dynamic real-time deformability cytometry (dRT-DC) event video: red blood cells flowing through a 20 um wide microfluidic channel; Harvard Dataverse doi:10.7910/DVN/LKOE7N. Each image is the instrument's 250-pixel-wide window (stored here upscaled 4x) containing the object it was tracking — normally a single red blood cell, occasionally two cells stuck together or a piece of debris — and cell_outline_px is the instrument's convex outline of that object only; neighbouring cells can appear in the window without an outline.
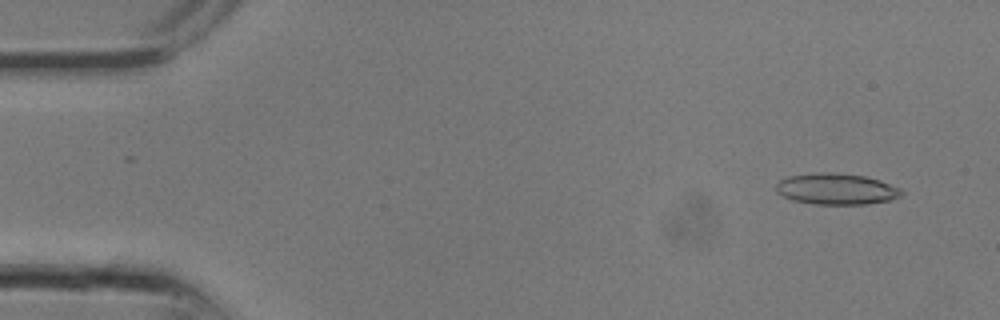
{"species": "common noctule bat (a hibernating species)", "species_latin": "Nyctalus noctula", "temperature_condition": "room temperature", "stored_images_in_passage": 7, "camera_frame_rate_fps": 3000, "um_per_image_px": 0.085, "animal": {"sex": "male", "body_mass_g": 13.3}, "frame": {"image": 1, "passage_image": 2, "time_ms": 0.333, "image_size_px": [1000, 320], "cell_outline_px": [[904, 192], [900, 196], [888, 200], [868, 204], [812, 204], [792, 200], [776, 192], [776, 184], [780, 180], [788, 176], [816, 172], [832, 172], [864, 176], [880, 180], [900, 188]], "centroid_in_image_um": [71.07, 16.06], "position_along_channel_um": 13.9, "area_um2": 22.83}}